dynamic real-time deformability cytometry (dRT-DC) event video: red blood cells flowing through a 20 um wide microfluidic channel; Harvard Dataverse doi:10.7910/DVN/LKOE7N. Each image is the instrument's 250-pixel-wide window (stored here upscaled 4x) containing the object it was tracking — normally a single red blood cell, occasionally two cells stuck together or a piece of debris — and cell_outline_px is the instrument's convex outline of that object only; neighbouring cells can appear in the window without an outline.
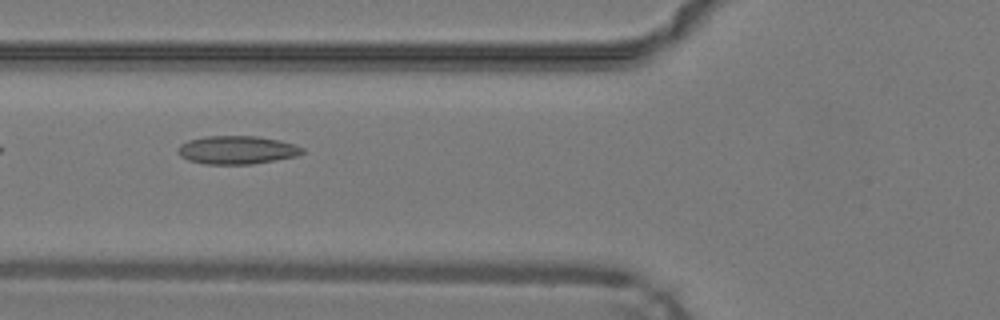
{"species": "common noctule bat (a hibernating species)", "species_latin": "Nyctalus noctula", "temperature_condition": "warm", "stored_images_in_passage": 30, "camera_frame_rate_fps": 3000, "um_per_image_px": 0.085, "animal": {"sex": "male", "body_mass_g": 19.2, "forearm_length_mm": 51.8}, "frame": {"image": 1, "passage_image": 3, "time_ms": 0.667, "image_size_px": [1000, 320], "cell_outline_px": [[304, 152], [296, 156], [252, 164], [204, 164], [188, 160], [180, 156], [176, 152], [180, 144], [188, 140], [204, 136], [256, 136], [280, 140], [296, 144], [304, 148]], "centroid_in_image_um": [20.12, 12.74], "position_along_channel_um": 105.7, "area_um2": 20.63}}
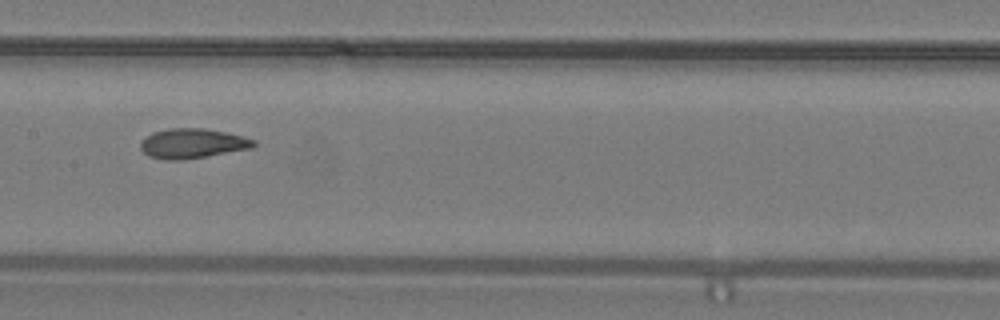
{"frame": {"image": 2, "passage_image": 9, "time_ms": 2.667, "image_size_px": [1000, 320], "cell_outline_px": [[256, 144], [252, 148], [208, 156], [180, 160], [164, 160], [148, 156], [140, 148], [140, 140], [152, 132], [168, 128], [204, 128], [224, 132], [256, 140]], "centroid_in_image_um": [16.31, 12.19], "position_along_channel_um": 191.1, "area_um2": 19.71}}
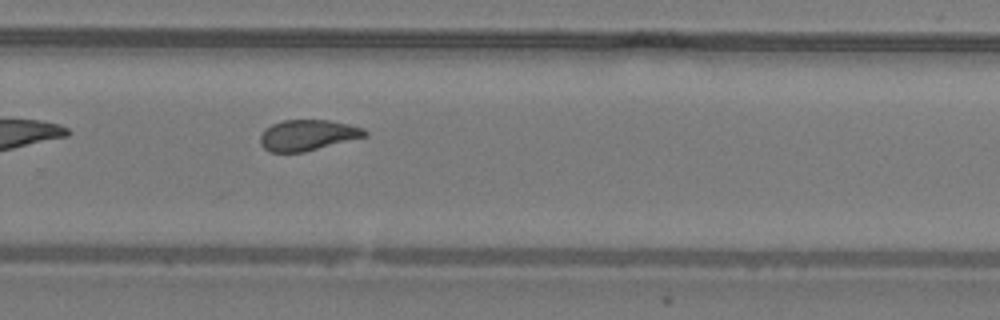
{"frame": {"image": 3, "passage_image": 17, "time_ms": 5.333, "image_size_px": [1000, 320], "cell_outline_px": [[368, 136], [304, 152], [268, 152], [260, 144], [260, 136], [272, 124], [284, 120], [328, 120], [348, 124], [364, 128], [368, 132]], "centroid_in_image_um": [26.18, 11.49], "position_along_channel_um": 303.6, "area_um2": 18.73}}